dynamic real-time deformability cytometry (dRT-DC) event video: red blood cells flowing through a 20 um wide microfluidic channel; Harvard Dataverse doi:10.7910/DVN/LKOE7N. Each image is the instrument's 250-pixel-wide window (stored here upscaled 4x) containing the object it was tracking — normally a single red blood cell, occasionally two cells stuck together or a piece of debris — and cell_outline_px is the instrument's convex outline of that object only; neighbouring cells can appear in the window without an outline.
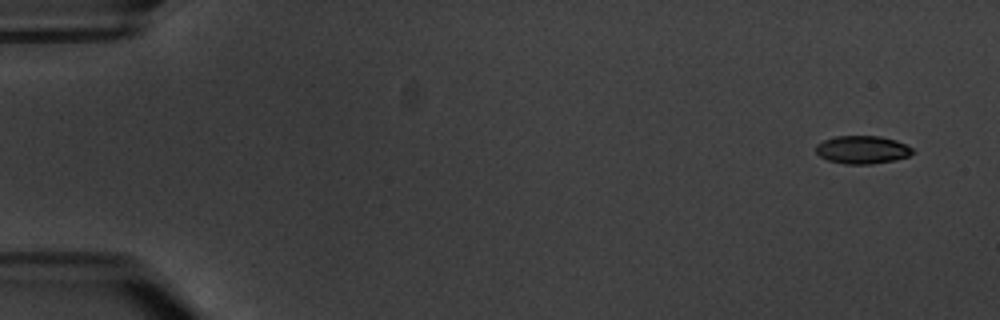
{"species": "common noctule bat (a hibernating species)", "species_latin": "Nyctalus noctula", "temperature_condition": "warm", "stored_images_in_passage": 5, "camera_frame_rate_fps": 3000, "um_per_image_px": 0.085, "animal": {"sex": "male", "body_mass_g": 20.1, "forearm_length_mm": 53.5}, "frame": {"image": 1, "passage_image": 1, "time_ms": 0.0, "image_size_px": [1000, 320], "cell_outline_px": [[912, 152], [908, 156], [892, 160], [872, 164], [844, 164], [828, 160], [820, 156], [816, 152], [816, 144], [824, 140], [836, 136], [880, 136], [896, 140], [912, 148]], "centroid_in_image_um": [73.26, 12.72], "position_along_channel_um": 11.7, "area_um2": 15.61}}